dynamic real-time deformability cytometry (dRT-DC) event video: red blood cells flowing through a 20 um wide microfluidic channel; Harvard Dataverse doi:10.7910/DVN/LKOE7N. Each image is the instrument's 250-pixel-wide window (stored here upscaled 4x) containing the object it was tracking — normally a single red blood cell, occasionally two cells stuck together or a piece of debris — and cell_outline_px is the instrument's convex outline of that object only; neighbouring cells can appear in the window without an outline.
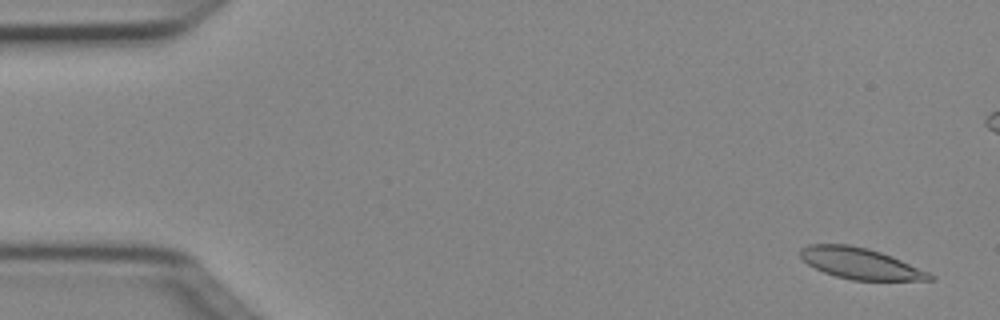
{"species": "Egyptian fruit bat (a non-hibernating species)", "species_latin": "Rousettus aegyptiacus", "temperature_condition": "cold", "stored_images_in_passage": 5, "camera_frame_rate_fps": 3000, "um_per_image_px": 0.085, "animal": {"sex": "female"}, "frame": {"image": 1, "passage_image": 1, "time_ms": 0.0, "image_size_px": [1000, 320], "cell_outline_px": [[936, 280], [852, 280], [836, 276], [824, 272], [808, 264], [800, 256], [800, 248], [808, 244], [848, 244], [868, 248], [892, 256], [928, 272], [936, 276]], "centroid_in_image_um": [73.13, 22.39], "position_along_channel_um": 11.9, "area_um2": 23.35}}
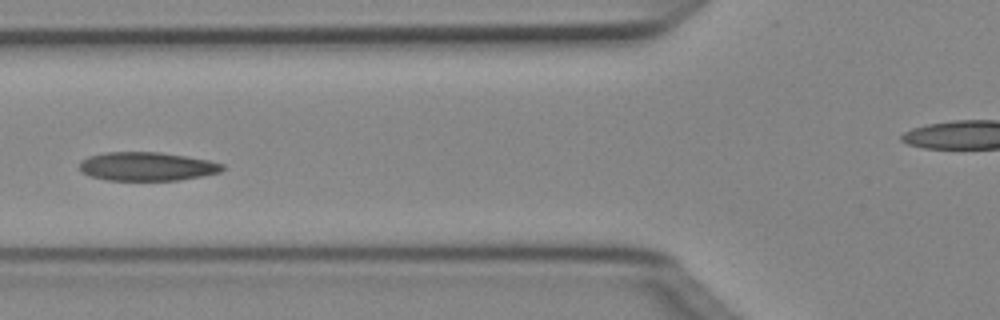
{"frame": {"image": 2, "passage_image": 5, "time_ms": 1.333, "image_size_px": [1000, 320], "cell_outline_px": [[224, 168], [220, 172], [180, 180], [108, 180], [88, 176], [80, 172], [80, 160], [88, 156], [104, 152], [160, 152], [208, 160], [224, 164]], "centroid_in_image_um": [12.44, 14.14], "position_along_channel_um": 113.4, "area_um2": 23.93}}